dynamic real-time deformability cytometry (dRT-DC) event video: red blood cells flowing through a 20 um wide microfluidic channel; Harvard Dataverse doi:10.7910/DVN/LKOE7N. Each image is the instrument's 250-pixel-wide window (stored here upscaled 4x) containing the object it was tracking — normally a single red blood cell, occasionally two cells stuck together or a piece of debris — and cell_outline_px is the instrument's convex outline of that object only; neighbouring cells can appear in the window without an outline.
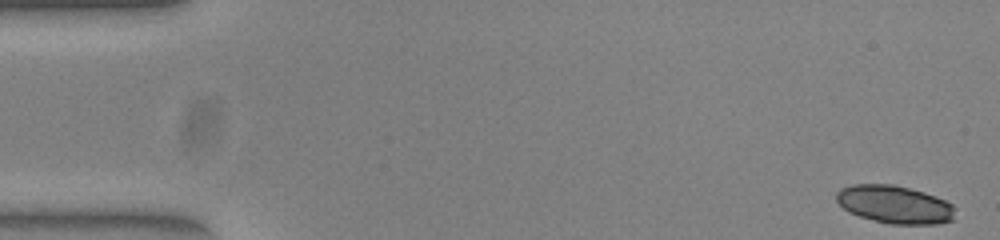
{"species": "common noctule bat (a hibernating species)", "species_latin": "Nyctalus noctula", "temperature_condition": "warm", "stored_images_in_passage": 53, "camera_frame_rate_fps": 3000, "um_per_image_px": 0.085, "animal": {"sex": "female", "body_mass_g": 23.0, "forearm_length_mm": 53.4}, "frame": {"image": 1, "passage_image": 1, "time_ms": 0.0, "image_size_px": [1000, 240], "cell_outline_px": [[956, 208], [952, 220], [940, 224], [892, 224], [860, 216], [848, 212], [836, 200], [836, 192], [840, 188], [852, 184], [896, 184], [924, 192], [936, 196], [952, 204]], "centroid_in_image_um": [76.05, 17.36], "position_along_channel_um": 8.9, "area_um2": 26.36}}
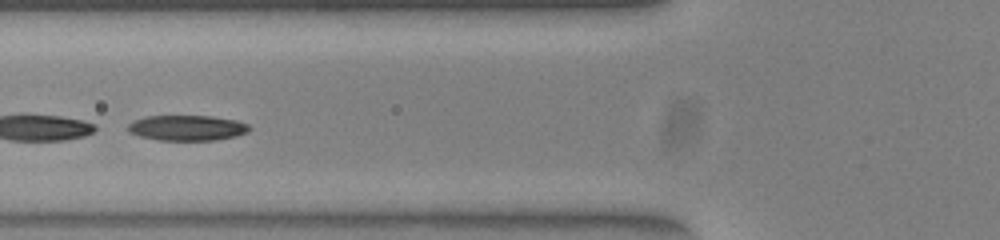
{"frame": {"image": 2, "passage_image": 20, "time_ms": 6.333, "image_size_px": [1000, 240], "cell_outline_px": [[252, 128], [248, 132], [236, 136], [216, 140], [156, 140], [140, 136], [128, 132], [128, 124], [132, 120], [144, 116], [212, 116], [236, 120], [248, 124]], "centroid_in_image_um": [15.89, 10.87], "position_along_channel_um": 109.9, "area_um2": 18.15}, "authors_computed_cell_mechanics": {"area_um2": 25.721, "velocity_mm_per_s": 3.8757, "shape_relaxation_time_tau1_ms": 2.7184, "shape_relaxation_time_tau2_ms": null, "deformation_change_tau1": 0.1275, "deformation_change_tau2": null}}